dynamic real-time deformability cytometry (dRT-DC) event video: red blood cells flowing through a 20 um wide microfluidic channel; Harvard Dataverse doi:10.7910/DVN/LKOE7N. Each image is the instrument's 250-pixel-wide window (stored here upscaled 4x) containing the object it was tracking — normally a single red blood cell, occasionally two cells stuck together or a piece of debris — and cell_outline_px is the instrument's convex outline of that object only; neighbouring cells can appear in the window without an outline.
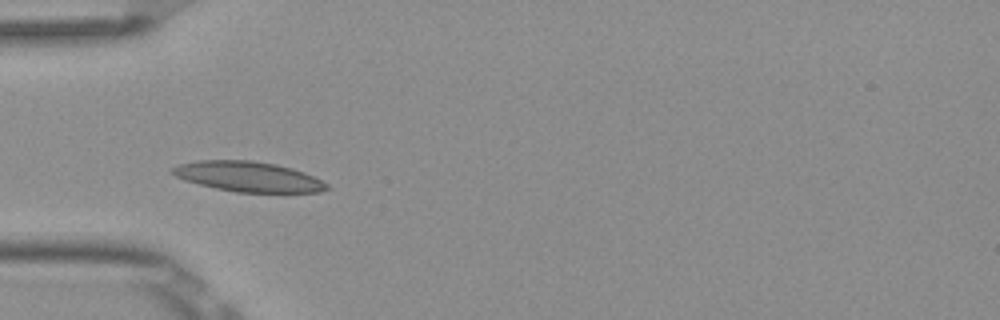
{"species": "Egyptian fruit bat (a non-hibernating species)", "species_latin": "Rousettus aegyptiacus", "temperature_condition": "room temperature", "stored_images_in_passage": 5, "camera_frame_rate_fps": 3000, "um_per_image_px": 0.085, "frame": {"image": 1, "passage_image": 4, "time_ms": 1.0, "image_size_px": [1000, 320], "cell_outline_px": [[332, 188], [320, 192], [236, 192], [216, 188], [184, 180], [168, 172], [172, 168], [180, 164], [196, 160], [252, 160], [276, 164], [292, 168], [304, 172], [328, 184]], "centroid_in_image_um": [21.1, 15.01], "position_along_channel_um": 63.9, "area_um2": 27.11}}
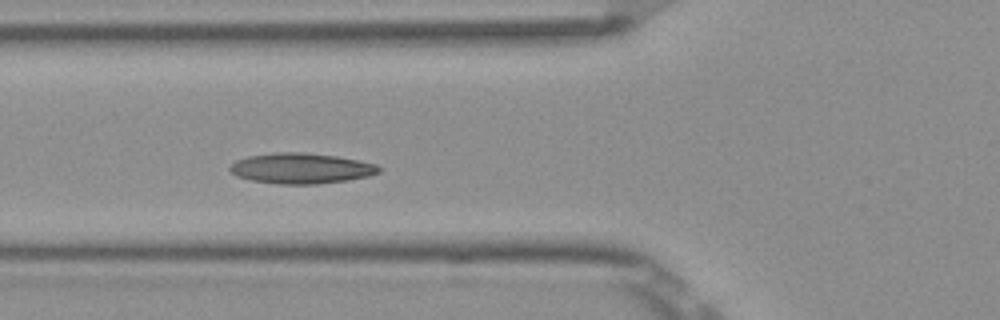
{"frame": {"image": 2, "passage_image": 5, "time_ms": 1.333, "image_size_px": [1000, 320], "cell_outline_px": [[380, 172], [368, 176], [348, 180], [316, 184], [276, 184], [252, 180], [236, 176], [228, 168], [236, 160], [248, 156], [276, 152], [304, 152], [336, 156], [376, 164], [380, 168]], "centroid_in_image_um": [25.57, 14.31], "position_along_channel_um": 100.2, "area_um2": 26.41}}